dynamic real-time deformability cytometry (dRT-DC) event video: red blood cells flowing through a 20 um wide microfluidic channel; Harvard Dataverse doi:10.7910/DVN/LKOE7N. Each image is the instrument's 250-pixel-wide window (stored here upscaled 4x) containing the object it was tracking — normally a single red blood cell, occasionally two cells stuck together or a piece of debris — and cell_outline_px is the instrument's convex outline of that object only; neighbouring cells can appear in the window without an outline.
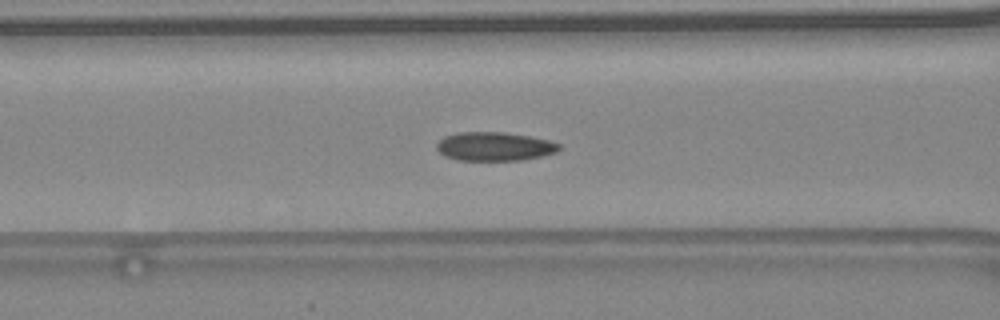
{"species": "common noctule bat (a hibernating species)", "species_latin": "Nyctalus noctula", "temperature_condition": "warm", "stored_images_in_passage": 45, "camera_frame_rate_fps": 3000, "um_per_image_px": 0.085, "animal": {"sex": "female", "body_mass_g": 24.6, "forearm_length_mm": 56.2}, "frame": {"image": 1, "passage_image": 20, "time_ms": 6.333, "image_size_px": [1000, 320], "cell_outline_px": [[560, 148], [556, 152], [524, 160], [456, 160], [444, 156], [436, 148], [436, 144], [444, 136], [460, 132], [504, 132], [528, 136], [548, 140], [560, 144]], "centroid_in_image_um": [42.0, 12.45], "position_along_channel_um": 124.6, "area_um2": 20.46}, "authors_computed_cell_mechanics": {"area_um2": 20.4612, "velocity_mm_per_s": 4.5233, "shape_relaxation_time_tau1_ms": 4.6262, "shape_relaxation_time_tau2_ms": 1.9284, "deformation_change_tau1": 0.1289, "deformation_change_tau2": 0.0547}}